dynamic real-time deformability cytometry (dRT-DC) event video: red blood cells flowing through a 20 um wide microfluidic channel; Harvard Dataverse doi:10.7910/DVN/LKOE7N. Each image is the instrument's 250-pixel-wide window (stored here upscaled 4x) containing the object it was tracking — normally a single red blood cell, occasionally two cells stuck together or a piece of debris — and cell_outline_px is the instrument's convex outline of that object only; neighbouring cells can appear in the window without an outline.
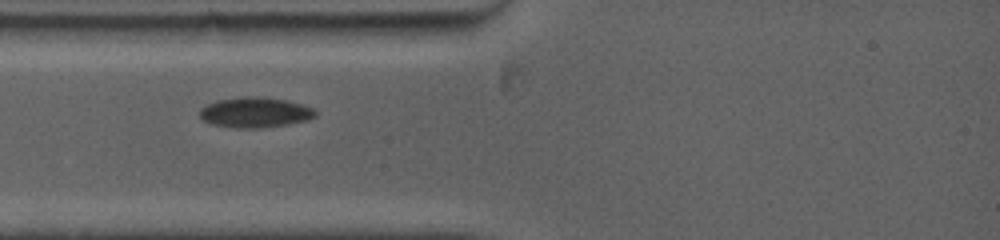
{"species": "common noctule bat (a hibernating species)", "species_latin": "Nyctalus noctula", "temperature_condition": "warm", "stored_images_in_passage": 11, "camera_frame_rate_fps": 5000, "um_per_image_px": 0.085, "animal": {"sex": "female", "body_mass_g": 19.0, "forearm_length_mm": 53.3}, "frame": {"image": 1, "passage_image": 1, "time_ms": 0.0, "image_size_px": [1000, 240], "cell_outline_px": [[316, 116], [308, 120], [288, 124], [260, 128], [236, 128], [212, 124], [204, 120], [200, 116], [200, 108], [216, 100], [252, 96], [256, 96], [288, 100], [312, 108], [316, 112]], "centroid_in_image_um": [21.69, 9.56], "position_along_channel_um": 63.3, "area_um2": 20.29}}
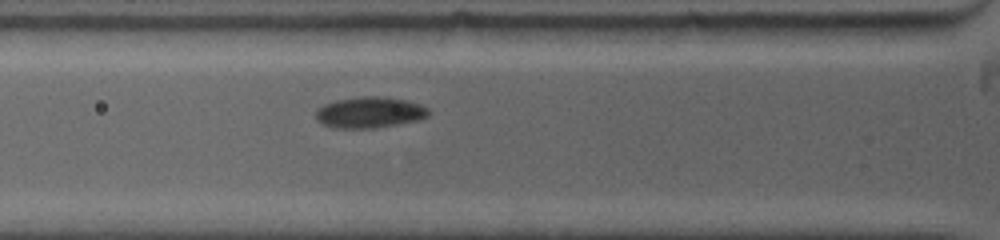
{"frame": {"image": 2, "passage_image": 5, "time_ms": 0.8, "image_size_px": [1000, 240], "cell_outline_px": [[428, 116], [420, 120], [400, 124], [376, 128], [336, 128], [320, 124], [316, 120], [316, 108], [324, 104], [336, 100], [360, 96], [376, 96], [404, 100], [420, 104], [428, 108]], "centroid_in_image_um": [31.39, 9.57], "position_along_channel_um": 94.4, "area_um2": 20.58}}
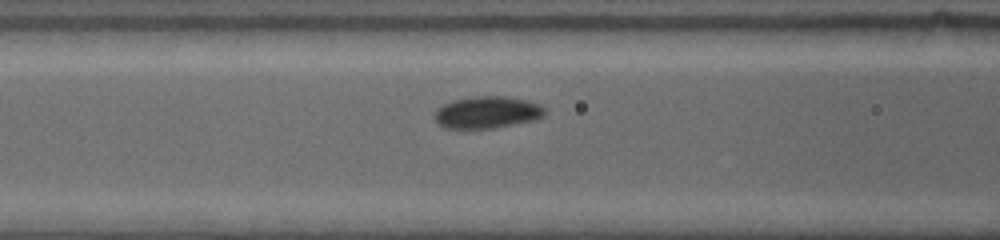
{"frame": {"image": 3, "passage_image": 9, "time_ms": 1.6, "image_size_px": [1000, 240], "cell_outline_px": [[544, 116], [532, 120], [496, 128], [444, 128], [436, 120], [436, 112], [444, 104], [452, 100], [472, 96], [504, 96], [528, 100], [540, 104], [544, 108]], "centroid_in_image_um": [41.44, 9.54], "position_along_channel_um": 125.2, "area_um2": 20.35}}